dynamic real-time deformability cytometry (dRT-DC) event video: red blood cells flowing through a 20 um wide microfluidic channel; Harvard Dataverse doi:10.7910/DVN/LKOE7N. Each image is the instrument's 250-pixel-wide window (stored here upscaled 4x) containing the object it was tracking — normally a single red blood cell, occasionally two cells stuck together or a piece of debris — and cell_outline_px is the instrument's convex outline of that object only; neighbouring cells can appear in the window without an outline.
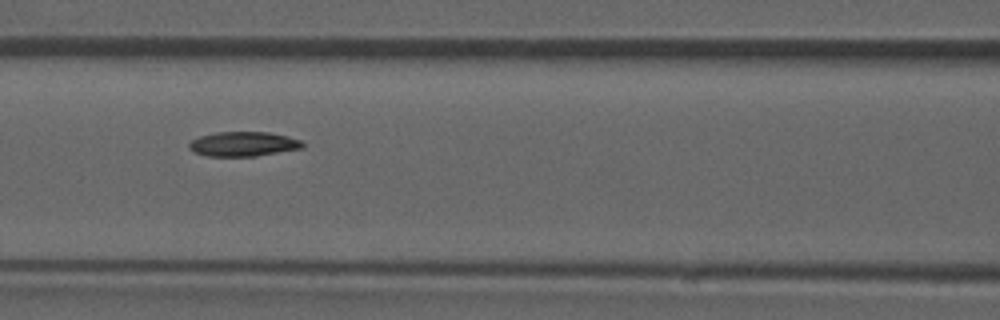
{"species": "common noctule bat (a hibernating species)", "species_latin": "Nyctalus noctula", "temperature_condition": "room temperature", "stored_images_in_passage": 51, "camera_frame_rate_fps": 3000, "um_per_image_px": 0.085, "animal": {"sex": "male", "forearm_length_mm": 52.5}, "frame": {"image": 1, "passage_image": 22, "time_ms": 7.0, "image_size_px": [1000, 320], "cell_outline_px": [[304, 148], [256, 156], [208, 156], [196, 152], [188, 148], [188, 144], [192, 140], [200, 136], [216, 132], [268, 132], [288, 136], [300, 140], [304, 144]], "centroid_in_image_um": [20.7, 12.24], "position_along_channel_um": 145.9, "area_um2": 16.24}}